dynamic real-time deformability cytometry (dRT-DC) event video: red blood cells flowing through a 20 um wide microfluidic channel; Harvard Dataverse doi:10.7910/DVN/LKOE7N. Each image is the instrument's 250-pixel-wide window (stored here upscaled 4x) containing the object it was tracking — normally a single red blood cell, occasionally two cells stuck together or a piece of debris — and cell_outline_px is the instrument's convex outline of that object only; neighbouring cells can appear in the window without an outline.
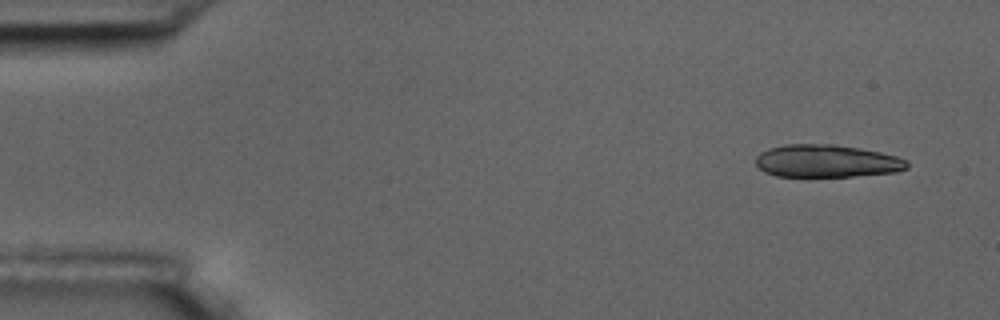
{"species": "common noctule bat (a hibernating species)", "species_latin": "Nyctalus noctula", "temperature_condition": "room temperature", "stored_images_in_passage": 5, "camera_frame_rate_fps": 3000, "um_per_image_px": 0.085, "animal": {"sex": "male", "body_mass_g": 17.5, "forearm_length_mm": 52.3}, "frame": {"image": 1, "passage_image": 1, "time_ms": 0.0, "image_size_px": [1000, 320], "cell_outline_px": [[908, 168], [896, 172], [852, 176], [776, 176], [764, 172], [756, 164], [756, 156], [760, 152], [768, 148], [784, 144], [832, 144], [860, 148], [880, 152], [896, 156], [908, 160]], "centroid_in_image_um": [70.26, 13.68], "position_along_channel_um": 14.7, "area_um2": 28.84}}